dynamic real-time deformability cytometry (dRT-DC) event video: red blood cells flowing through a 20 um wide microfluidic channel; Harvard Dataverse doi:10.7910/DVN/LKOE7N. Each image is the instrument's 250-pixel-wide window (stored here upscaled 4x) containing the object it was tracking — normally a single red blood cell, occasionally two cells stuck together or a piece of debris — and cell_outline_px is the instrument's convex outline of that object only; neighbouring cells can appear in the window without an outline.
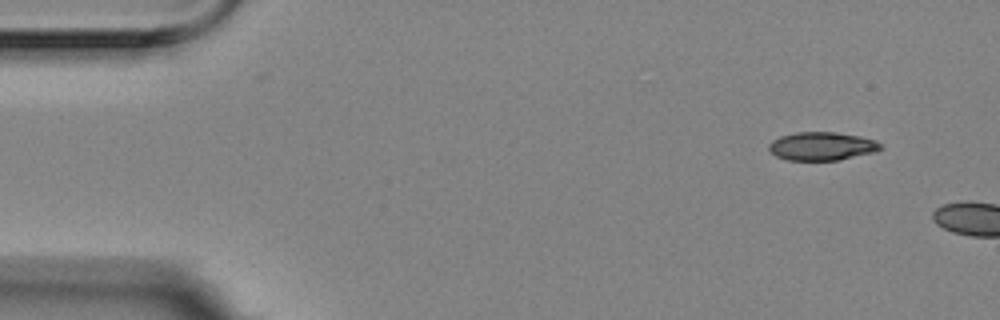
{"species": "Egyptian fruit bat (a non-hibernating species)", "species_latin": "Rousettus aegyptiacus", "temperature_condition": "room temperature", "stored_images_in_passage": 2, "camera_frame_rate_fps": 3000, "um_per_image_px": 0.085, "animal": {"sex": "female"}, "frame": {"image": 1, "passage_image": 1, "time_ms": 0.0, "image_size_px": [1000, 320], "cell_outline_px": [[884, 148], [876, 152], [840, 160], [788, 160], [776, 156], [768, 148], [768, 144], [772, 140], [780, 136], [796, 132], [836, 132], [860, 136], [876, 140], [884, 144]], "centroid_in_image_um": [69.92, 12.42], "position_along_channel_um": 15.1, "area_um2": 18.73}}